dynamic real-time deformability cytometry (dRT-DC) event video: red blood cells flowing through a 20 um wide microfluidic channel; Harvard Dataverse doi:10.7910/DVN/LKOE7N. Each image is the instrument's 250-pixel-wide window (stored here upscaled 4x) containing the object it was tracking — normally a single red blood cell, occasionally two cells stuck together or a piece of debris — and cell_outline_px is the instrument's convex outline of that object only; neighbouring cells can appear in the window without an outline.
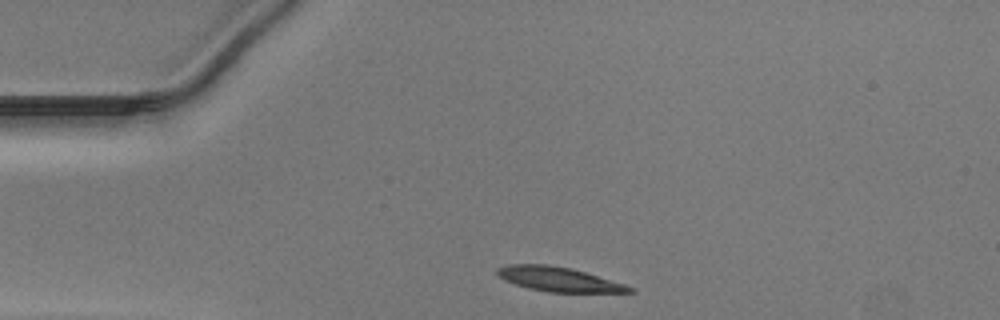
{"species": "Egyptian fruit bat (a non-hibernating species)", "species_latin": "Rousettus aegyptiacus", "temperature_condition": "warm", "stored_images_in_passage": 30, "camera_frame_rate_fps": 3000, "um_per_image_px": 0.085, "animal": {"sex": "male"}, "frame": {"image": 1, "passage_image": 1, "time_ms": 0.0, "image_size_px": [1000, 320], "cell_outline_px": [[636, 292], [548, 292], [528, 288], [504, 280], [496, 272], [496, 268], [508, 264], [548, 264], [572, 268], [624, 284], [636, 288]], "centroid_in_image_um": [47.49, 23.73], "position_along_channel_um": 37.5, "area_um2": 18.79}}
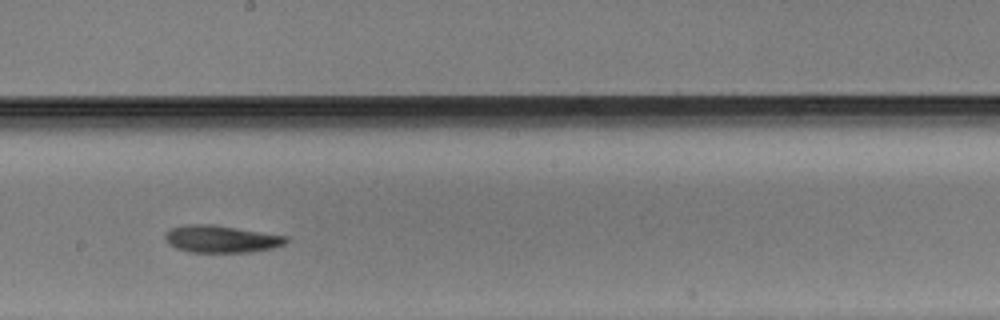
{"frame": {"image": 2, "passage_image": 18, "time_ms": 5.667, "image_size_px": [1000, 320], "cell_outline_px": [[288, 240], [284, 244], [272, 248], [252, 252], [188, 252], [176, 248], [168, 244], [164, 240], [164, 232], [168, 228], [184, 224], [216, 224], [288, 236]], "centroid_in_image_um": [18.74, 20.3], "position_along_channel_um": 229.5, "area_um2": 19.65}}
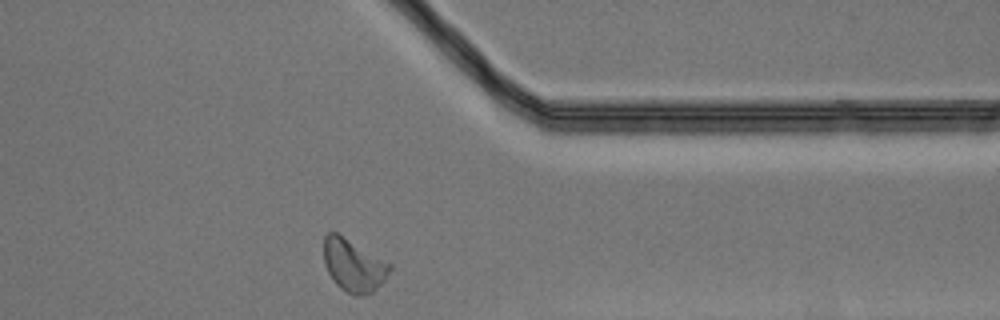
{"frame": {"image": 3, "passage_image": 30, "time_ms": 9.667, "image_size_px": [1000, 320], "cell_outline_px": [[392, 268], [384, 280], [372, 292], [356, 296], [352, 296], [340, 288], [332, 280], [324, 264], [324, 236], [328, 232], [336, 232], [392, 264]], "centroid_in_image_um": [30.03, 22.56], "position_along_channel_um": 381.4, "area_um2": 20.11}}